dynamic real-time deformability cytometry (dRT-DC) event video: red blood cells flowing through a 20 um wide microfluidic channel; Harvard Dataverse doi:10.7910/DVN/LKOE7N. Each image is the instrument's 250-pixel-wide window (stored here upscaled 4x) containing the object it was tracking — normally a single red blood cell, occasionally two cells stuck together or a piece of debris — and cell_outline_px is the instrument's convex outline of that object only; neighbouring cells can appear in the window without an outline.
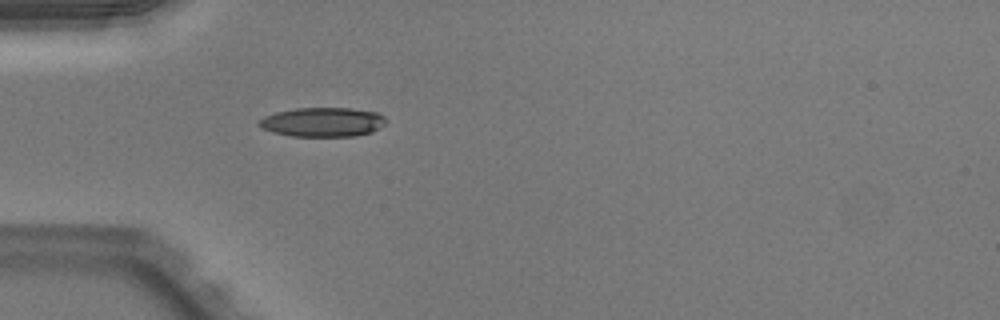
{"species": "Egyptian fruit bat (a non-hibernating species)", "species_latin": "Rousettus aegyptiacus", "temperature_condition": "warm", "stored_images_in_passage": 36, "camera_frame_rate_fps": 3000, "um_per_image_px": 0.085, "animal": {"sex": "male"}, "frame": {"image": 1, "passage_image": 1, "time_ms": 0.0, "image_size_px": [1000, 320], "cell_outline_px": [[388, 120], [380, 128], [372, 132], [356, 136], [292, 136], [272, 132], [260, 128], [256, 124], [264, 116], [276, 112], [296, 108], [352, 108], [376, 112], [384, 116]], "centroid_in_image_um": [27.43, 10.38], "position_along_channel_um": 57.6, "area_um2": 21.85}}
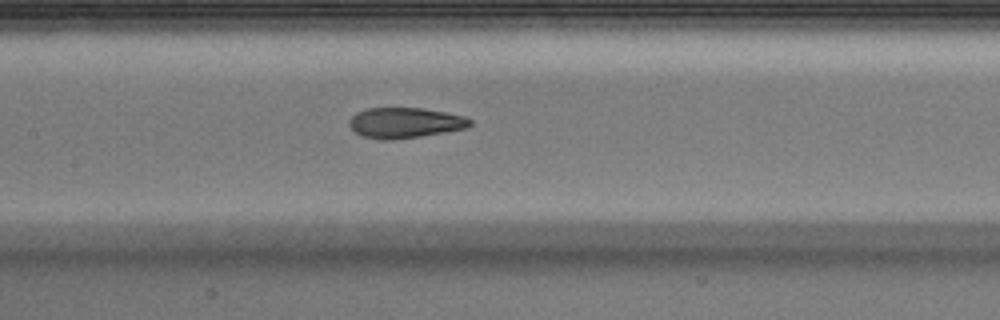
{"frame": {"image": 2, "passage_image": 10, "time_ms": 3.0, "image_size_px": [1000, 320], "cell_outline_px": [[472, 124], [468, 128], [420, 136], [392, 140], [380, 140], [364, 136], [356, 132], [348, 124], [348, 120], [356, 112], [368, 108], [424, 108], [464, 116], [472, 120]], "centroid_in_image_um": [34.42, 10.43], "position_along_channel_um": 173.0, "area_um2": 21.44}}
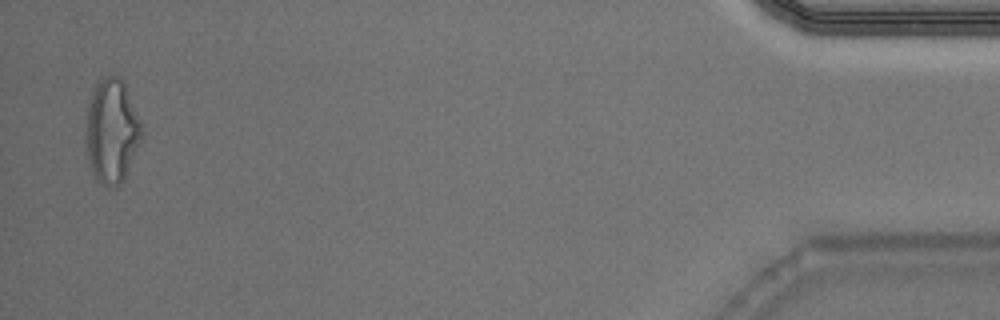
{"frame": {"image": 3, "passage_image": 35, "time_ms": 11.333, "image_size_px": [1000, 320], "cell_outline_px": [[144, 128], [140, 140], [124, 180], [116, 188], [108, 188], [96, 180], [92, 172], [88, 160], [84, 144], [84, 140], [88, 104], [96, 80], [104, 76], [120, 76], [124, 84]], "centroid_in_image_um": [9.46, 11.16], "position_along_channel_um": 425.7, "area_um2": 34.33}, "authors_computed_cell_mechanics": {"area_um2": 22.4264, "velocity_mm_per_s": 4.0252, "shape_relaxation_time_tau1_ms": null, "shape_relaxation_time_tau2_ms": 1.9338, "deformation_change_tau1": null, "deformation_change_tau2": 0.0922}}